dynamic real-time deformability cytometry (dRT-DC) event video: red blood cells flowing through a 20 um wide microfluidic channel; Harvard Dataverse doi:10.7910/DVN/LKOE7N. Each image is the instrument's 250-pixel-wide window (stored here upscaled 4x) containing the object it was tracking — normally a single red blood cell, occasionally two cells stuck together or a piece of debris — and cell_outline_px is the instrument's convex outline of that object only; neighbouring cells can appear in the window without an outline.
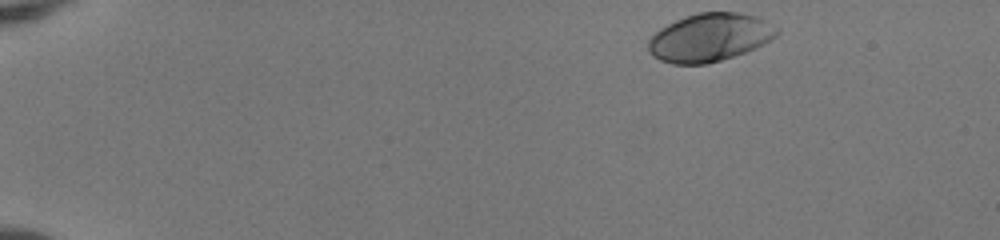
{"species": "human", "species_latin": "Homo sapiens", "temperature_condition": "room temperature", "stored_images_in_passage": 45, "camera_frame_rate_fps": 3000, "um_per_image_px": 0.085, "donor": {"sex": "female"}, "frame": {"image": 1, "passage_image": 1, "time_ms": 0.0, "image_size_px": [1000, 240], "cell_outline_px": [[780, 32], [776, 36], [764, 44], [756, 48], [708, 64], [672, 64], [660, 60], [652, 56], [648, 52], [648, 40], [660, 28], [676, 20], [700, 12], [740, 12], [756, 16], [764, 20], [776, 28]], "centroid_in_image_um": [60.31, 3.19], "position_along_channel_um": 24.7, "area_um2": 35.89}}
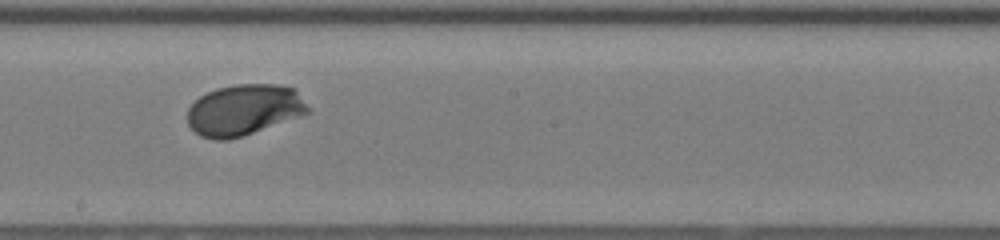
{"frame": {"image": 2, "passage_image": 25, "time_ms": 8.0, "image_size_px": [1000, 240], "cell_outline_px": [[312, 112], [304, 116], [244, 136], [228, 140], [212, 140], [200, 136], [188, 124], [188, 108], [200, 96], [216, 88], [236, 84], [280, 84], [296, 88]], "centroid_in_image_um": [20.8, 9.35], "position_along_channel_um": 227.4, "area_um2": 36.47}}
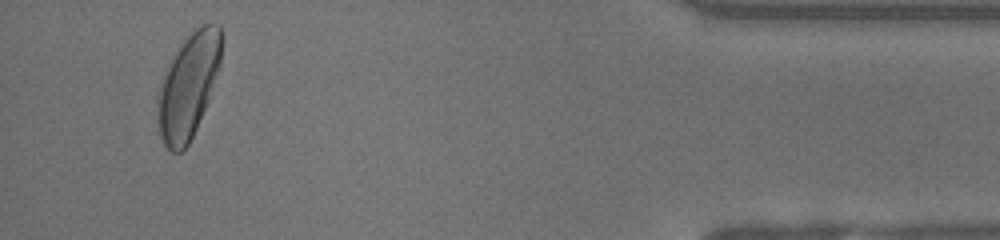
{"frame": {"image": 3, "passage_image": 43, "time_ms": 14.0, "image_size_px": [1000, 240], "cell_outline_px": [[220, 64], [208, 100], [196, 128], [188, 144], [180, 152], [172, 152], [164, 144], [160, 136], [160, 84], [172, 56], [184, 40], [200, 24], [220, 24]], "centroid_in_image_um": [16.03, 7.27], "position_along_channel_um": 419.2, "area_um2": 37.4}, "authors_computed_cell_mechanics": {"area_um2": 35.4892, "velocity_mm_per_s": 4.0637, "shape_relaxation_time_tau1_ms": 1.6779, "shape_relaxation_time_tau2_ms": null, "deformation_change_tau1": 0.133, "deformation_change_tau2": null}}